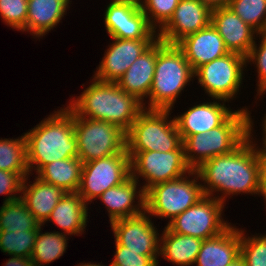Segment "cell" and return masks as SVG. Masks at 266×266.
Here are the masks:
<instances>
[{
  "instance_id": "ffe728a7",
  "label": "cell",
  "mask_w": 266,
  "mask_h": 266,
  "mask_svg": "<svg viewBox=\"0 0 266 266\" xmlns=\"http://www.w3.org/2000/svg\"><path fill=\"white\" fill-rule=\"evenodd\" d=\"M184 53L193 71L216 58L229 53L216 28L210 23L207 27L184 37L176 44Z\"/></svg>"
},
{
  "instance_id": "83f0119b",
  "label": "cell",
  "mask_w": 266,
  "mask_h": 266,
  "mask_svg": "<svg viewBox=\"0 0 266 266\" xmlns=\"http://www.w3.org/2000/svg\"><path fill=\"white\" fill-rule=\"evenodd\" d=\"M39 227L31 253L34 266H44L59 259L66 252L68 236L59 231L42 232ZM42 232V233H41Z\"/></svg>"
},
{
  "instance_id": "cb8c5ba5",
  "label": "cell",
  "mask_w": 266,
  "mask_h": 266,
  "mask_svg": "<svg viewBox=\"0 0 266 266\" xmlns=\"http://www.w3.org/2000/svg\"><path fill=\"white\" fill-rule=\"evenodd\" d=\"M70 0H28V14L21 32L41 38L61 22L69 9Z\"/></svg>"
},
{
  "instance_id": "1f68e13d",
  "label": "cell",
  "mask_w": 266,
  "mask_h": 266,
  "mask_svg": "<svg viewBox=\"0 0 266 266\" xmlns=\"http://www.w3.org/2000/svg\"><path fill=\"white\" fill-rule=\"evenodd\" d=\"M258 33L266 21V0H231L228 6Z\"/></svg>"
},
{
  "instance_id": "f1b7e54d",
  "label": "cell",
  "mask_w": 266,
  "mask_h": 266,
  "mask_svg": "<svg viewBox=\"0 0 266 266\" xmlns=\"http://www.w3.org/2000/svg\"><path fill=\"white\" fill-rule=\"evenodd\" d=\"M41 225L29 211L25 202L19 198L3 203L0 207V231L39 230Z\"/></svg>"
},
{
  "instance_id": "f546056e",
  "label": "cell",
  "mask_w": 266,
  "mask_h": 266,
  "mask_svg": "<svg viewBox=\"0 0 266 266\" xmlns=\"http://www.w3.org/2000/svg\"><path fill=\"white\" fill-rule=\"evenodd\" d=\"M0 170L18 173L23 179L30 175L25 134L16 139H0Z\"/></svg>"
},
{
  "instance_id": "8fae6325",
  "label": "cell",
  "mask_w": 266,
  "mask_h": 266,
  "mask_svg": "<svg viewBox=\"0 0 266 266\" xmlns=\"http://www.w3.org/2000/svg\"><path fill=\"white\" fill-rule=\"evenodd\" d=\"M130 176V157L125 149L122 153L83 163L77 193L89 205L107 189L121 185Z\"/></svg>"
},
{
  "instance_id": "30bf717a",
  "label": "cell",
  "mask_w": 266,
  "mask_h": 266,
  "mask_svg": "<svg viewBox=\"0 0 266 266\" xmlns=\"http://www.w3.org/2000/svg\"><path fill=\"white\" fill-rule=\"evenodd\" d=\"M127 154L131 176L145 180L142 185L145 192L155 184L181 178L192 170L185 162L184 150L127 151Z\"/></svg>"
},
{
  "instance_id": "ab89813d",
  "label": "cell",
  "mask_w": 266,
  "mask_h": 266,
  "mask_svg": "<svg viewBox=\"0 0 266 266\" xmlns=\"http://www.w3.org/2000/svg\"><path fill=\"white\" fill-rule=\"evenodd\" d=\"M3 266H34V263L31 258L11 255Z\"/></svg>"
},
{
  "instance_id": "6da1fadb",
  "label": "cell",
  "mask_w": 266,
  "mask_h": 266,
  "mask_svg": "<svg viewBox=\"0 0 266 266\" xmlns=\"http://www.w3.org/2000/svg\"><path fill=\"white\" fill-rule=\"evenodd\" d=\"M248 137L232 152L203 162L196 170L205 196L226 204L230 195H261L258 152L253 142V124L248 110ZM216 192L222 193L216 196Z\"/></svg>"
},
{
  "instance_id": "ba28073f",
  "label": "cell",
  "mask_w": 266,
  "mask_h": 266,
  "mask_svg": "<svg viewBox=\"0 0 266 266\" xmlns=\"http://www.w3.org/2000/svg\"><path fill=\"white\" fill-rule=\"evenodd\" d=\"M74 132L78 158L82 163L122 153L126 149V132L106 121L74 113Z\"/></svg>"
},
{
  "instance_id": "bcb514c9",
  "label": "cell",
  "mask_w": 266,
  "mask_h": 266,
  "mask_svg": "<svg viewBox=\"0 0 266 266\" xmlns=\"http://www.w3.org/2000/svg\"><path fill=\"white\" fill-rule=\"evenodd\" d=\"M260 35H263V36H266V21H265V24L262 28V31L259 33Z\"/></svg>"
},
{
  "instance_id": "ee69618b",
  "label": "cell",
  "mask_w": 266,
  "mask_h": 266,
  "mask_svg": "<svg viewBox=\"0 0 266 266\" xmlns=\"http://www.w3.org/2000/svg\"><path fill=\"white\" fill-rule=\"evenodd\" d=\"M77 266H105V265H101V264H99V263H92V262H89V263H79Z\"/></svg>"
},
{
  "instance_id": "7c38bea8",
  "label": "cell",
  "mask_w": 266,
  "mask_h": 266,
  "mask_svg": "<svg viewBox=\"0 0 266 266\" xmlns=\"http://www.w3.org/2000/svg\"><path fill=\"white\" fill-rule=\"evenodd\" d=\"M225 205L214 197L204 196L197 204L168 222L166 227L171 232L202 240L216 237L231 226L222 218Z\"/></svg>"
},
{
  "instance_id": "e0dca14e",
  "label": "cell",
  "mask_w": 266,
  "mask_h": 266,
  "mask_svg": "<svg viewBox=\"0 0 266 266\" xmlns=\"http://www.w3.org/2000/svg\"><path fill=\"white\" fill-rule=\"evenodd\" d=\"M211 23L222 37L229 52L247 56L259 33L246 24L229 7L212 9ZM257 35V36H256Z\"/></svg>"
},
{
  "instance_id": "f35d334b",
  "label": "cell",
  "mask_w": 266,
  "mask_h": 266,
  "mask_svg": "<svg viewBox=\"0 0 266 266\" xmlns=\"http://www.w3.org/2000/svg\"><path fill=\"white\" fill-rule=\"evenodd\" d=\"M258 160L261 195L264 197L263 199L266 205V152H258Z\"/></svg>"
},
{
  "instance_id": "5b68a950",
  "label": "cell",
  "mask_w": 266,
  "mask_h": 266,
  "mask_svg": "<svg viewBox=\"0 0 266 266\" xmlns=\"http://www.w3.org/2000/svg\"><path fill=\"white\" fill-rule=\"evenodd\" d=\"M248 107L235 110L220 126L193 134L183 141L185 162L197 169L206 160L236 149L248 137Z\"/></svg>"
},
{
  "instance_id": "277c9868",
  "label": "cell",
  "mask_w": 266,
  "mask_h": 266,
  "mask_svg": "<svg viewBox=\"0 0 266 266\" xmlns=\"http://www.w3.org/2000/svg\"><path fill=\"white\" fill-rule=\"evenodd\" d=\"M194 71L176 44L156 40V64L145 109L171 110L190 81ZM146 103L148 106H146Z\"/></svg>"
},
{
  "instance_id": "2e32d148",
  "label": "cell",
  "mask_w": 266,
  "mask_h": 266,
  "mask_svg": "<svg viewBox=\"0 0 266 266\" xmlns=\"http://www.w3.org/2000/svg\"><path fill=\"white\" fill-rule=\"evenodd\" d=\"M104 53L102 61L93 75L103 82H117L132 63L157 39H118L113 38Z\"/></svg>"
},
{
  "instance_id": "484cf974",
  "label": "cell",
  "mask_w": 266,
  "mask_h": 266,
  "mask_svg": "<svg viewBox=\"0 0 266 266\" xmlns=\"http://www.w3.org/2000/svg\"><path fill=\"white\" fill-rule=\"evenodd\" d=\"M203 240L171 232L166 226L160 237V254L177 266L194 265Z\"/></svg>"
},
{
  "instance_id": "b9f144b4",
  "label": "cell",
  "mask_w": 266,
  "mask_h": 266,
  "mask_svg": "<svg viewBox=\"0 0 266 266\" xmlns=\"http://www.w3.org/2000/svg\"><path fill=\"white\" fill-rule=\"evenodd\" d=\"M262 126H263V127H261V128H263L262 147L259 148L258 145L255 146L257 152H266V114L263 118Z\"/></svg>"
},
{
  "instance_id": "7402d4cb",
  "label": "cell",
  "mask_w": 266,
  "mask_h": 266,
  "mask_svg": "<svg viewBox=\"0 0 266 266\" xmlns=\"http://www.w3.org/2000/svg\"><path fill=\"white\" fill-rule=\"evenodd\" d=\"M156 64V41L118 79L117 85L142 103L149 96Z\"/></svg>"
},
{
  "instance_id": "e575fe53",
  "label": "cell",
  "mask_w": 266,
  "mask_h": 266,
  "mask_svg": "<svg viewBox=\"0 0 266 266\" xmlns=\"http://www.w3.org/2000/svg\"><path fill=\"white\" fill-rule=\"evenodd\" d=\"M28 0H0V16L6 26L21 31L26 24Z\"/></svg>"
},
{
  "instance_id": "5bb4252c",
  "label": "cell",
  "mask_w": 266,
  "mask_h": 266,
  "mask_svg": "<svg viewBox=\"0 0 266 266\" xmlns=\"http://www.w3.org/2000/svg\"><path fill=\"white\" fill-rule=\"evenodd\" d=\"M152 218L145 211L139 216L112 221L115 244L141 252V255H159L161 236Z\"/></svg>"
},
{
  "instance_id": "4316f807",
  "label": "cell",
  "mask_w": 266,
  "mask_h": 266,
  "mask_svg": "<svg viewBox=\"0 0 266 266\" xmlns=\"http://www.w3.org/2000/svg\"><path fill=\"white\" fill-rule=\"evenodd\" d=\"M83 163L78 157L55 160L44 165L36 177L45 183L62 188L65 192H77L81 182Z\"/></svg>"
},
{
  "instance_id": "d590c367",
  "label": "cell",
  "mask_w": 266,
  "mask_h": 266,
  "mask_svg": "<svg viewBox=\"0 0 266 266\" xmlns=\"http://www.w3.org/2000/svg\"><path fill=\"white\" fill-rule=\"evenodd\" d=\"M259 43L254 45L250 49L249 54L246 56V64L250 62L255 64L257 69L258 81H257V96L260 98V95L263 96L266 94V36L259 34ZM261 37V38H260ZM258 45V46H257ZM252 62V63H251Z\"/></svg>"
},
{
  "instance_id": "52a82bcc",
  "label": "cell",
  "mask_w": 266,
  "mask_h": 266,
  "mask_svg": "<svg viewBox=\"0 0 266 266\" xmlns=\"http://www.w3.org/2000/svg\"><path fill=\"white\" fill-rule=\"evenodd\" d=\"M199 181L196 170H191L181 178L153 185L145 192V211L151 217L172 221L205 196Z\"/></svg>"
},
{
  "instance_id": "f6af8a7d",
  "label": "cell",
  "mask_w": 266,
  "mask_h": 266,
  "mask_svg": "<svg viewBox=\"0 0 266 266\" xmlns=\"http://www.w3.org/2000/svg\"><path fill=\"white\" fill-rule=\"evenodd\" d=\"M112 1L132 2L138 5H141V3L143 2V0H112Z\"/></svg>"
},
{
  "instance_id": "74e56055",
  "label": "cell",
  "mask_w": 266,
  "mask_h": 266,
  "mask_svg": "<svg viewBox=\"0 0 266 266\" xmlns=\"http://www.w3.org/2000/svg\"><path fill=\"white\" fill-rule=\"evenodd\" d=\"M23 178L10 171L0 170V195H8L3 203L21 198Z\"/></svg>"
},
{
  "instance_id": "3957f363",
  "label": "cell",
  "mask_w": 266,
  "mask_h": 266,
  "mask_svg": "<svg viewBox=\"0 0 266 266\" xmlns=\"http://www.w3.org/2000/svg\"><path fill=\"white\" fill-rule=\"evenodd\" d=\"M92 83L67 105L77 116L102 120L127 132L143 104L134 95L124 92L116 82H103L92 77Z\"/></svg>"
},
{
  "instance_id": "4dcf8cb0",
  "label": "cell",
  "mask_w": 266,
  "mask_h": 266,
  "mask_svg": "<svg viewBox=\"0 0 266 266\" xmlns=\"http://www.w3.org/2000/svg\"><path fill=\"white\" fill-rule=\"evenodd\" d=\"M38 230L29 231H0V250L8 256L31 258Z\"/></svg>"
},
{
  "instance_id": "8d00e7d4",
  "label": "cell",
  "mask_w": 266,
  "mask_h": 266,
  "mask_svg": "<svg viewBox=\"0 0 266 266\" xmlns=\"http://www.w3.org/2000/svg\"><path fill=\"white\" fill-rule=\"evenodd\" d=\"M116 252L109 266H159V255H141L129 248L115 244Z\"/></svg>"
},
{
  "instance_id": "d4e9b609",
  "label": "cell",
  "mask_w": 266,
  "mask_h": 266,
  "mask_svg": "<svg viewBox=\"0 0 266 266\" xmlns=\"http://www.w3.org/2000/svg\"><path fill=\"white\" fill-rule=\"evenodd\" d=\"M88 204L77 192H66L52 210L50 221L60 227L63 234L82 235L88 222Z\"/></svg>"
},
{
  "instance_id": "836d02e7",
  "label": "cell",
  "mask_w": 266,
  "mask_h": 266,
  "mask_svg": "<svg viewBox=\"0 0 266 266\" xmlns=\"http://www.w3.org/2000/svg\"><path fill=\"white\" fill-rule=\"evenodd\" d=\"M180 0H143L141 9L146 15L148 23L156 30H160L173 16ZM159 28V29H158Z\"/></svg>"
},
{
  "instance_id": "d6986e66",
  "label": "cell",
  "mask_w": 266,
  "mask_h": 266,
  "mask_svg": "<svg viewBox=\"0 0 266 266\" xmlns=\"http://www.w3.org/2000/svg\"><path fill=\"white\" fill-rule=\"evenodd\" d=\"M212 100L213 102L196 104L181 115L174 117L182 141L190 135L207 133L212 128L220 126L234 112L229 109L230 107H226L227 101Z\"/></svg>"
},
{
  "instance_id": "9a60e30c",
  "label": "cell",
  "mask_w": 266,
  "mask_h": 266,
  "mask_svg": "<svg viewBox=\"0 0 266 266\" xmlns=\"http://www.w3.org/2000/svg\"><path fill=\"white\" fill-rule=\"evenodd\" d=\"M212 9L201 0H180L173 16L158 30V38L168 44H177L184 37L211 23Z\"/></svg>"
},
{
  "instance_id": "ac0fdd59",
  "label": "cell",
  "mask_w": 266,
  "mask_h": 266,
  "mask_svg": "<svg viewBox=\"0 0 266 266\" xmlns=\"http://www.w3.org/2000/svg\"><path fill=\"white\" fill-rule=\"evenodd\" d=\"M138 182L139 180L130 176L121 185L107 189L98 197L107 209L110 223L122 218L139 216L145 212V191Z\"/></svg>"
},
{
  "instance_id": "60d3db41",
  "label": "cell",
  "mask_w": 266,
  "mask_h": 266,
  "mask_svg": "<svg viewBox=\"0 0 266 266\" xmlns=\"http://www.w3.org/2000/svg\"><path fill=\"white\" fill-rule=\"evenodd\" d=\"M211 9L218 7H228L231 0H201Z\"/></svg>"
},
{
  "instance_id": "7bdbcfd3",
  "label": "cell",
  "mask_w": 266,
  "mask_h": 266,
  "mask_svg": "<svg viewBox=\"0 0 266 266\" xmlns=\"http://www.w3.org/2000/svg\"><path fill=\"white\" fill-rule=\"evenodd\" d=\"M227 266H245L243 258L240 256L237 260Z\"/></svg>"
},
{
  "instance_id": "603a6c76",
  "label": "cell",
  "mask_w": 266,
  "mask_h": 266,
  "mask_svg": "<svg viewBox=\"0 0 266 266\" xmlns=\"http://www.w3.org/2000/svg\"><path fill=\"white\" fill-rule=\"evenodd\" d=\"M29 177L27 176L23 179L21 199L25 202L35 219L41 225H44L50 217L52 210L66 192L60 187L45 183L38 177H35L33 183L30 184L31 181H27Z\"/></svg>"
},
{
  "instance_id": "7a4b0ae2",
  "label": "cell",
  "mask_w": 266,
  "mask_h": 266,
  "mask_svg": "<svg viewBox=\"0 0 266 266\" xmlns=\"http://www.w3.org/2000/svg\"><path fill=\"white\" fill-rule=\"evenodd\" d=\"M29 130L24 134L30 174L55 160L78 157L74 112L68 106L54 110Z\"/></svg>"
},
{
  "instance_id": "44dd1931",
  "label": "cell",
  "mask_w": 266,
  "mask_h": 266,
  "mask_svg": "<svg viewBox=\"0 0 266 266\" xmlns=\"http://www.w3.org/2000/svg\"><path fill=\"white\" fill-rule=\"evenodd\" d=\"M241 229L231 225L222 234L203 240L196 266H227L240 257Z\"/></svg>"
},
{
  "instance_id": "d6a6232c",
  "label": "cell",
  "mask_w": 266,
  "mask_h": 266,
  "mask_svg": "<svg viewBox=\"0 0 266 266\" xmlns=\"http://www.w3.org/2000/svg\"><path fill=\"white\" fill-rule=\"evenodd\" d=\"M244 232L241 228L240 256L245 266H266V237L263 234L245 236Z\"/></svg>"
},
{
  "instance_id": "4fadbf2b",
  "label": "cell",
  "mask_w": 266,
  "mask_h": 266,
  "mask_svg": "<svg viewBox=\"0 0 266 266\" xmlns=\"http://www.w3.org/2000/svg\"><path fill=\"white\" fill-rule=\"evenodd\" d=\"M105 29L118 39H158L141 6L132 2L112 1L104 13Z\"/></svg>"
},
{
  "instance_id": "9c48e42d",
  "label": "cell",
  "mask_w": 266,
  "mask_h": 266,
  "mask_svg": "<svg viewBox=\"0 0 266 266\" xmlns=\"http://www.w3.org/2000/svg\"><path fill=\"white\" fill-rule=\"evenodd\" d=\"M246 67L245 56L229 52L198 67L194 71V77L209 97L229 102L240 91Z\"/></svg>"
},
{
  "instance_id": "8992f818",
  "label": "cell",
  "mask_w": 266,
  "mask_h": 266,
  "mask_svg": "<svg viewBox=\"0 0 266 266\" xmlns=\"http://www.w3.org/2000/svg\"><path fill=\"white\" fill-rule=\"evenodd\" d=\"M171 110L143 109L126 132L127 151L184 150ZM170 117V118H169Z\"/></svg>"
}]
</instances>
